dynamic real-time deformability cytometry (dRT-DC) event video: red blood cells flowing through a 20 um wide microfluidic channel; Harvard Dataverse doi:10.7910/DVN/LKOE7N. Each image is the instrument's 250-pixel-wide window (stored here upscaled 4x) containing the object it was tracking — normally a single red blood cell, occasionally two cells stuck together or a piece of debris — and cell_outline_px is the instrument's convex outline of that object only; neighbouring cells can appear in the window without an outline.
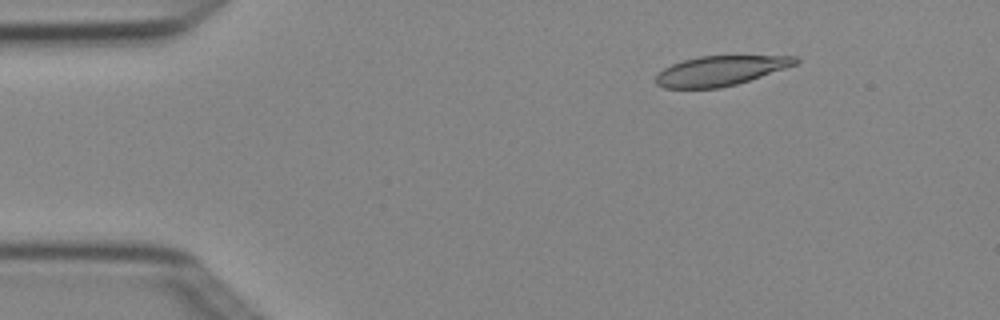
{"species": "Egyptian fruit bat (a non-hibernating species)", "species_latin": "Rousettus aegyptiacus", "temperature_condition": "cold", "stored_images_in_passage": 4, "camera_frame_rate_fps": 3000, "um_per_image_px": 0.085, "animal": {"sex": "female"}, "frame": {"image": 1, "passage_image": 2, "time_ms": 0.333, "image_size_px": [1000, 320], "cell_outline_px": [[800, 60], [796, 64], [736, 84], [720, 88], [664, 88], [656, 84], [656, 76], [664, 68], [672, 64], [684, 60], [700, 56], [796, 56]], "centroid_in_image_um": [61.2, 6.01], "position_along_channel_um": 23.8, "area_um2": 23.81}}